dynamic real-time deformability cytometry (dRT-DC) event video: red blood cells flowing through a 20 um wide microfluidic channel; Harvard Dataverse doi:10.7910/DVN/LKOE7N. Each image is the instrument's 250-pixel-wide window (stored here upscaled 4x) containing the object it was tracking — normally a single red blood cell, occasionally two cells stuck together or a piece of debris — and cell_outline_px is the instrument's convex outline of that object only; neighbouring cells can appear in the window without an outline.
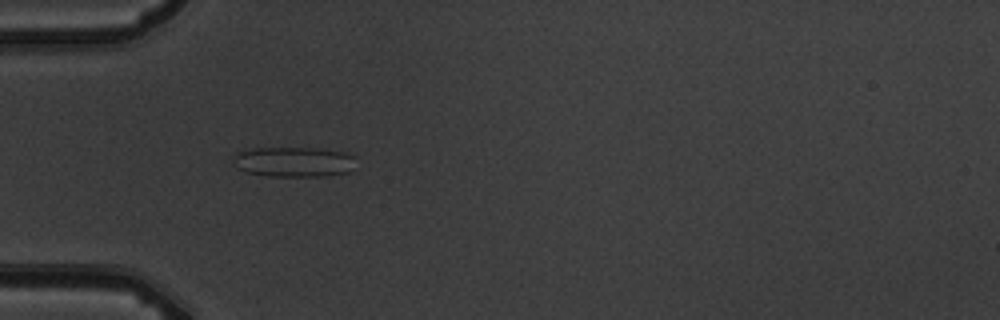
{"species": "common noctule bat (a hibernating species)", "species_latin": "Nyctalus noctula", "temperature_condition": "warm", "stored_images_in_passage": 6, "camera_frame_rate_fps": 3000, "um_per_image_px": 0.085, "animal": {"sex": "male", "body_mass_g": 19.5, "forearm_length_mm": 54.6}, "frame": {"image": 1, "passage_image": 5, "time_ms": 5.333, "image_size_px": [1000, 320], "cell_outline_px": [[352, 156], [348, 172], [328, 176], [268, 176], [244, 172], [236, 168], [236, 152], [252, 148], [316, 148], [344, 152]], "centroid_in_image_um": [24.9, 13.76], "position_along_channel_um": 60.1, "area_um2": 21.15}}
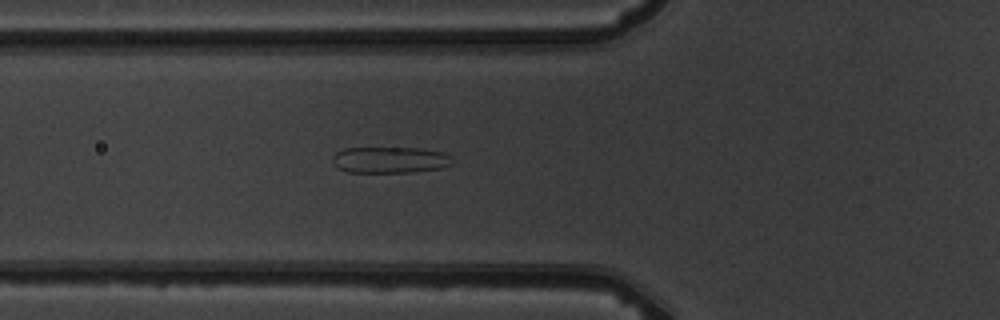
{"frame": {"image": 2, "passage_image": 6, "time_ms": 6.333, "image_size_px": [1000, 320], "cell_outline_px": [[452, 164], [440, 168], [412, 172], [348, 172], [332, 164], [332, 156], [336, 152], [344, 148], [416, 148], [440, 152], [452, 156]], "centroid_in_image_um": [33.11, 13.59], "position_along_channel_um": 92.7, "area_um2": 18.26}}